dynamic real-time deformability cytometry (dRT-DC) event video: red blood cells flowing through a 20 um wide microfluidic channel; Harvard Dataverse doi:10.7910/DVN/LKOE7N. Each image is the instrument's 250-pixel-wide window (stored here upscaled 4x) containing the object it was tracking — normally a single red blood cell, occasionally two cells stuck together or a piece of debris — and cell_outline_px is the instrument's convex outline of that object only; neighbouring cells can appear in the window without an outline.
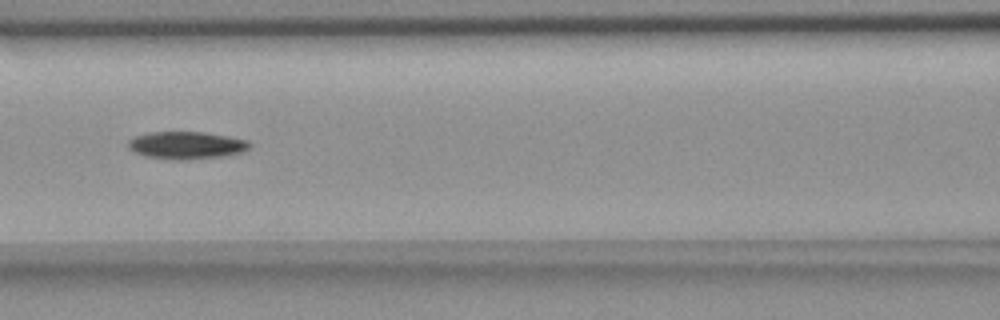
{"species": "common noctule bat (a hibernating species)", "species_latin": "Nyctalus noctula", "temperature_condition": "room temperature", "stored_images_in_passage": 9, "camera_frame_rate_fps": 3000, "um_per_image_px": 0.085, "animal": {"sex": "female", "body_mass_g": 18.4}, "frame": {"image": 1, "passage_image": 7, "time_ms": 7.0, "image_size_px": [1000, 320], "cell_outline_px": [[252, 144], [248, 148], [240, 152], [224, 156], [188, 160], [176, 160], [144, 156], [128, 148], [128, 140], [136, 136], [148, 132], [204, 132], [228, 136], [248, 140]], "centroid_in_image_um": [15.84, 12.35], "position_along_channel_um": 150.8, "area_um2": 19.48}}
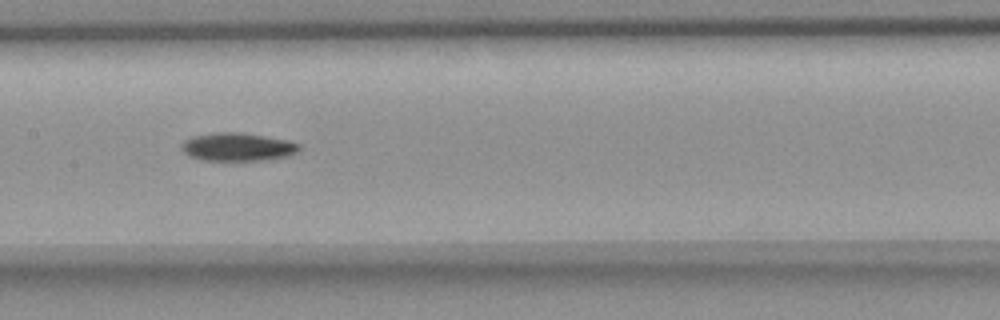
{"frame": {"image": 2, "passage_image": 8, "time_ms": 8.0, "image_size_px": [1000, 320], "cell_outline_px": [[300, 152], [288, 156], [268, 160], [204, 160], [188, 156], [180, 148], [180, 144], [184, 140], [192, 136], [220, 132], [240, 132], [288, 140], [300, 144]], "centroid_in_image_um": [20.21, 12.49], "position_along_channel_um": 187.2, "area_um2": 19.48}}
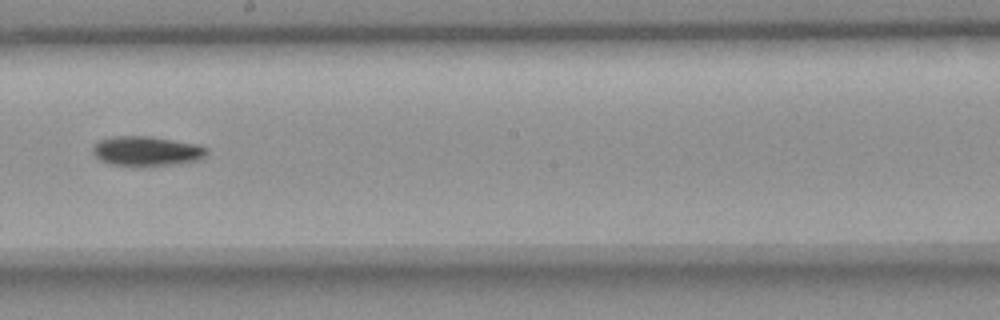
{"frame": {"image": 3, "passage_image": 9, "time_ms": 9.333, "image_size_px": [1000, 320], "cell_outline_px": [[208, 152], [200, 160], [180, 164], [148, 168], [140, 168], [108, 164], [100, 160], [92, 152], [92, 148], [100, 140], [116, 136], [148, 136], [200, 144], [208, 148]], "centroid_in_image_um": [12.51, 12.89], "position_along_channel_um": 235.7, "area_um2": 20.52}}